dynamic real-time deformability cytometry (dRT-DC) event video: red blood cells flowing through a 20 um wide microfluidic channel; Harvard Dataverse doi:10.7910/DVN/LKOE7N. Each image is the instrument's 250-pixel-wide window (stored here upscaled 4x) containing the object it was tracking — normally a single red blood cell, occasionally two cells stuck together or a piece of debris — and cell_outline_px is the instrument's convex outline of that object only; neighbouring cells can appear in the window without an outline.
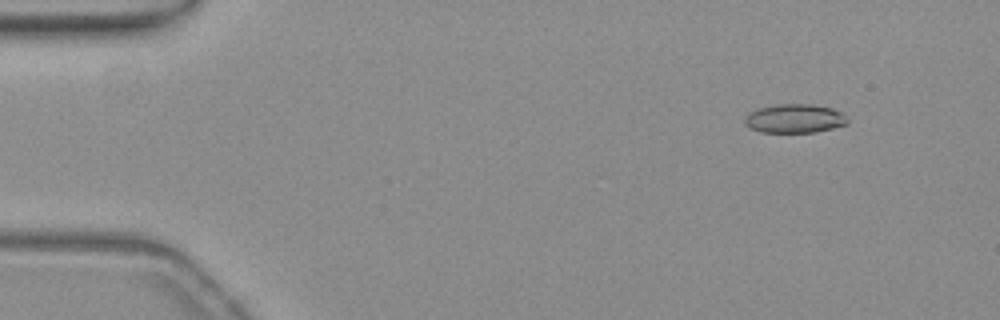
{"species": "common noctule bat (a hibernating species)", "species_latin": "Nyctalus noctula", "temperature_condition": "warm", "stored_images_in_passage": 54, "camera_frame_rate_fps": 3000, "um_per_image_px": 0.085, "animal": {"sex": "female", "body_mass_g": 19.3, "forearm_length_mm": 54.1}, "frame": {"image": 1, "passage_image": 5, "time_ms": 1.333, "image_size_px": [1000, 320], "cell_outline_px": [[848, 124], [832, 128], [812, 132], [764, 132], [752, 128], [744, 120], [752, 112], [760, 108], [776, 104], [812, 104], [832, 108], [840, 112], [848, 120]], "centroid_in_image_um": [67.6, 10.07], "position_along_channel_um": 17.4, "area_um2": 16.82}}
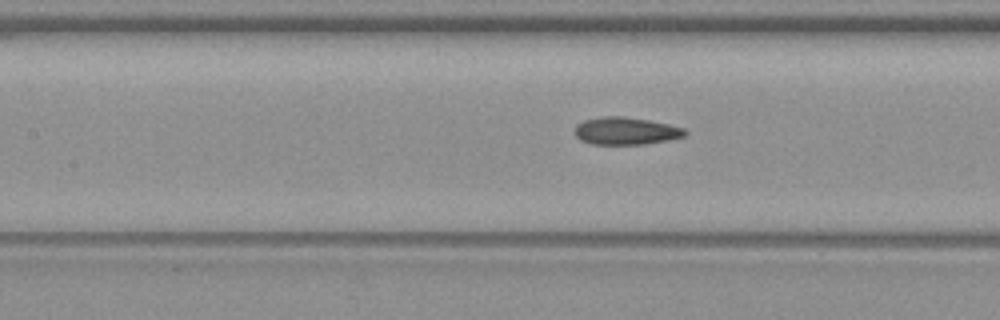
{"frame": {"image": 2, "passage_image": 24, "time_ms": 7.667, "image_size_px": [1000, 320], "cell_outline_px": [[688, 132], [684, 136], [668, 140], [644, 144], [592, 144], [580, 140], [572, 132], [576, 124], [584, 120], [604, 116], [624, 116], [648, 120], [668, 124], [684, 128]], "centroid_in_image_um": [53.15, 11.13], "position_along_channel_um": 154.2, "area_um2": 17.74}}
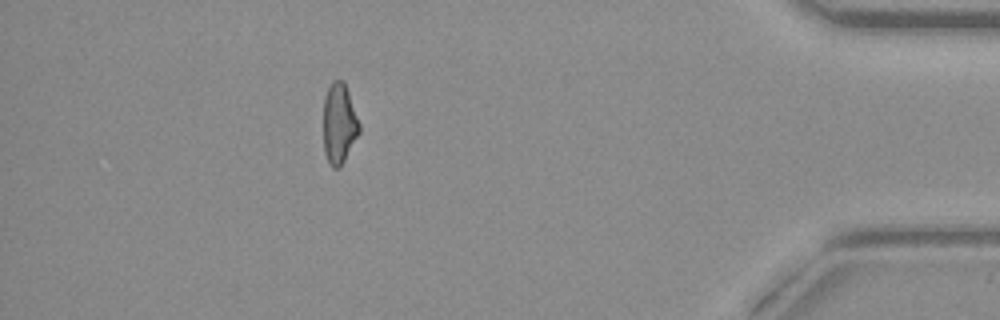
{"frame": {"image": 3, "passage_image": 48, "time_ms": 15.667, "image_size_px": [1000, 320], "cell_outline_px": [[360, 132], [340, 168], [332, 168], [324, 152], [324, 96], [332, 80], [344, 80], [360, 124]], "centroid_in_image_um": [28.83, 10.5], "position_along_channel_um": 406.4, "area_um2": 16.82}, "authors_computed_cell_mechanics": {"area_um2": 17.3689, "velocity_mm_per_s": 3.8033, "shape_relaxation_time_tau1_ms": 6.6059, "shape_relaxation_time_tau2_ms": 2.6739, "deformation_change_tau1": 0.166, "deformation_change_tau2": 0.1023}}